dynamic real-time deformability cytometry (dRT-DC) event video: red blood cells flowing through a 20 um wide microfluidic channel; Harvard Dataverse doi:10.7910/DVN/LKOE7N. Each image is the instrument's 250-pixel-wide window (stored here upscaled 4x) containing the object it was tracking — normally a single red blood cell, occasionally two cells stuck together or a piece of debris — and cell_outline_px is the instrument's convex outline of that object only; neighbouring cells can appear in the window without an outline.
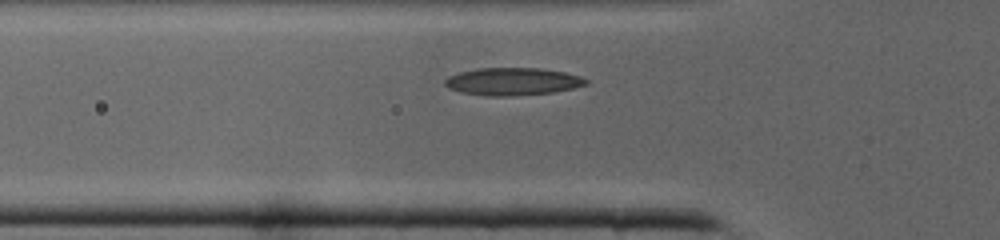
{"species": "common noctule bat (a hibernating species)", "species_latin": "Nyctalus noctula", "temperature_condition": "cold", "stored_images_in_passage": 24, "camera_frame_rate_fps": 3000, "um_per_image_px": 0.085, "animal": {"sex": "male", "body_mass_g": 19.0, "forearm_length_mm": 50.8}, "frame": {"image": 1, "passage_image": 4, "time_ms": 1.0, "image_size_px": [1000, 240], "cell_outline_px": [[588, 84], [576, 88], [552, 92], [512, 96], [484, 96], [460, 92], [448, 88], [444, 84], [444, 80], [448, 76], [460, 72], [480, 68], [540, 68], [564, 72], [580, 76], [588, 80]], "centroid_in_image_um": [43.57, 6.93], "position_along_channel_um": 82.2, "area_um2": 22.77}}
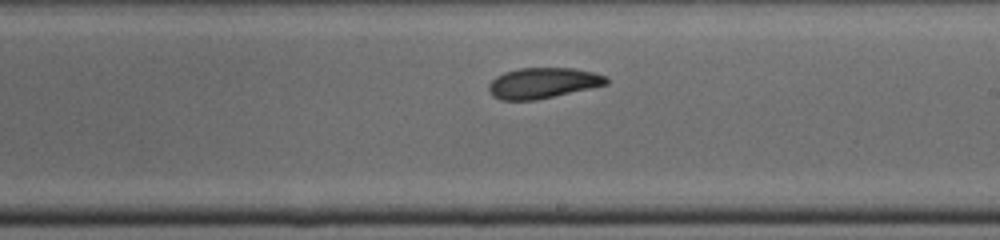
{"frame": {"image": 2, "passage_image": 14, "time_ms": 4.333, "image_size_px": [1000, 240], "cell_outline_px": [[608, 84], [536, 100], [500, 100], [492, 96], [488, 88], [488, 84], [496, 76], [504, 72], [520, 68], [572, 68], [592, 72], [608, 76]], "centroid_in_image_um": [46.12, 7.06], "position_along_channel_um": 242.9, "area_um2": 20.98}}
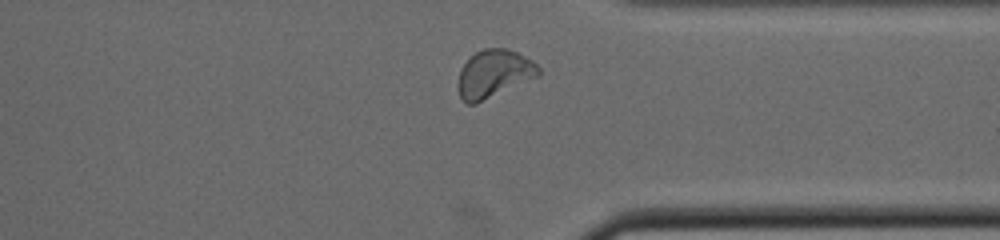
{"frame": {"image": 3, "passage_image": 22, "time_ms": 7.0, "image_size_px": [1000, 240], "cell_outline_px": [[540, 76], [476, 104], [468, 104], [460, 96], [456, 88], [456, 84], [460, 68], [476, 52], [484, 48], [504, 48], [516, 52], [532, 60], [540, 68]], "centroid_in_image_um": [41.97, 6.29], "position_along_channel_um": 369.4, "area_um2": 22.6}}